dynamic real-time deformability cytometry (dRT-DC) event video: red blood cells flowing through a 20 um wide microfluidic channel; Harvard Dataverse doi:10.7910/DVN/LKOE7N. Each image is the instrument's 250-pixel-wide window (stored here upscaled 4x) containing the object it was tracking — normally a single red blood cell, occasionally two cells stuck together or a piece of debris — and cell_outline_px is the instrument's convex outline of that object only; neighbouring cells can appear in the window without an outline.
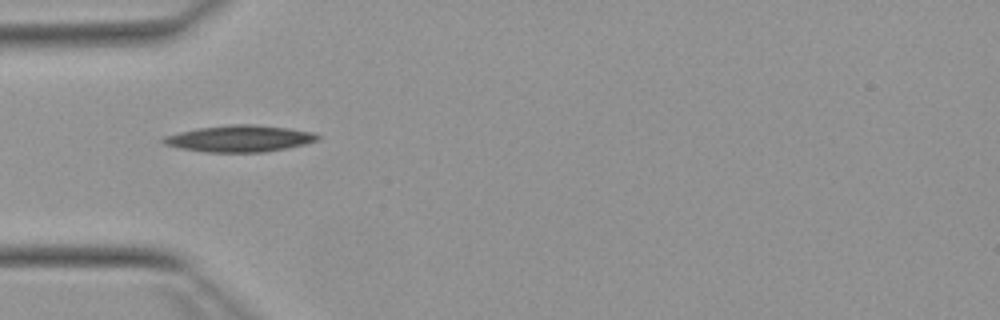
{"species": "Egyptian fruit bat (a non-hibernating species)", "species_latin": "Rousettus aegyptiacus", "temperature_condition": "warm", "stored_images_in_passage": 7, "camera_frame_rate_fps": 3000, "um_per_image_px": 0.085, "animal": {"sex": "female"}, "frame": {"image": 1, "passage_image": 1, "time_ms": 0.0, "image_size_px": [1000, 320], "cell_outline_px": [[320, 136], [316, 140], [304, 144], [264, 152], [204, 152], [176, 148], [164, 144], [160, 140], [164, 136], [196, 128], [232, 124], [252, 124], [288, 128], [312, 132]], "centroid_in_image_um": [20.29, 11.78], "position_along_channel_um": 64.7, "area_um2": 23.81}}
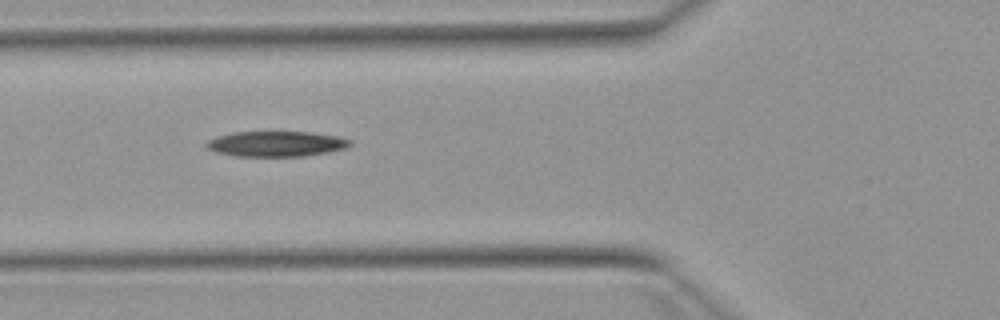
{"frame": {"image": 2, "passage_image": 4, "time_ms": 1.0, "image_size_px": [1000, 320], "cell_outline_px": [[352, 144], [348, 148], [328, 152], [304, 156], [236, 156], [216, 152], [208, 148], [204, 144], [208, 140], [232, 132], [312, 132], [336, 136], [352, 140]], "centroid_in_image_um": [23.52, 12.23], "position_along_channel_um": 102.3, "area_um2": 21.21}}